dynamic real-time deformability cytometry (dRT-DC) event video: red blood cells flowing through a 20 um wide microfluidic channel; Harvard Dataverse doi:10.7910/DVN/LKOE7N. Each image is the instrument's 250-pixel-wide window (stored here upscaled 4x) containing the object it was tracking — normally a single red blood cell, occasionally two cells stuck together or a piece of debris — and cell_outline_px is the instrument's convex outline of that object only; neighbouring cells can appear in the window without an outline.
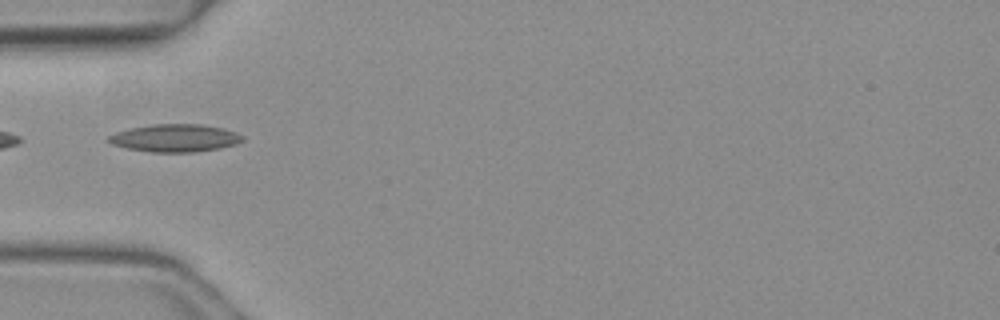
{"species": "common noctule bat (a hibernating species)", "species_latin": "Nyctalus noctula", "temperature_condition": "warm", "stored_images_in_passage": 5, "camera_frame_rate_fps": 3000, "um_per_image_px": 0.085, "animal": {"sex": "female", "body_mass_g": 19.3, "forearm_length_mm": 54.1}, "frame": {"image": 1, "passage_image": 5, "time_ms": 1.333, "image_size_px": [1000, 320], "cell_outline_px": [[244, 140], [236, 144], [220, 148], [192, 152], [152, 152], [128, 148], [112, 144], [108, 140], [108, 136], [116, 132], [128, 128], [152, 124], [200, 124], [224, 128], [236, 132], [244, 136]], "centroid_in_image_um": [14.9, 11.72], "position_along_channel_um": 70.1, "area_um2": 21.62}}